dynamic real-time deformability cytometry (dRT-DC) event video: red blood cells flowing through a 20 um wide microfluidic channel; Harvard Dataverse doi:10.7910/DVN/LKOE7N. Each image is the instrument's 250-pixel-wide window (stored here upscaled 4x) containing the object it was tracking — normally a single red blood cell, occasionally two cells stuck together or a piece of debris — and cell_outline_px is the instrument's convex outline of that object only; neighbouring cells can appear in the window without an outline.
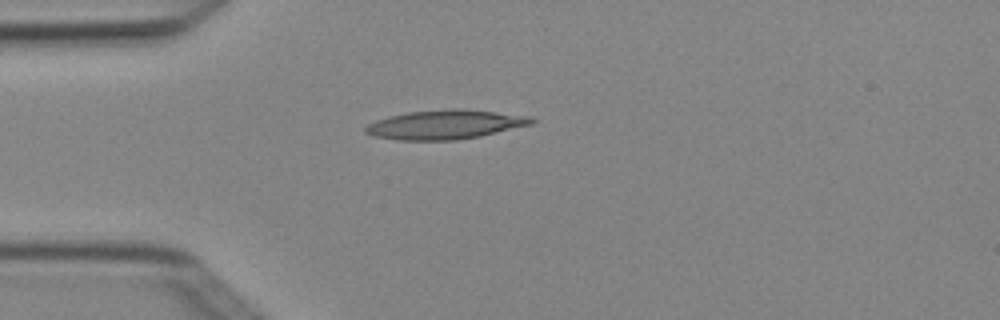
{"species": "Egyptian fruit bat (a non-hibernating species)", "species_latin": "Rousettus aegyptiacus", "temperature_condition": "cold", "stored_images_in_passage": 4, "camera_frame_rate_fps": 3000, "um_per_image_px": 0.085, "animal": {"sex": "female"}, "frame": {"image": 1, "passage_image": 3, "time_ms": 0.667, "image_size_px": [1000, 320], "cell_outline_px": [[536, 120], [532, 124], [480, 136], [456, 140], [396, 140], [372, 136], [364, 132], [364, 128], [368, 124], [376, 120], [388, 116], [408, 112], [452, 108], [464, 108], [532, 116]], "centroid_in_image_um": [37.83, 10.58], "position_along_channel_um": 47.2, "area_um2": 28.5}}